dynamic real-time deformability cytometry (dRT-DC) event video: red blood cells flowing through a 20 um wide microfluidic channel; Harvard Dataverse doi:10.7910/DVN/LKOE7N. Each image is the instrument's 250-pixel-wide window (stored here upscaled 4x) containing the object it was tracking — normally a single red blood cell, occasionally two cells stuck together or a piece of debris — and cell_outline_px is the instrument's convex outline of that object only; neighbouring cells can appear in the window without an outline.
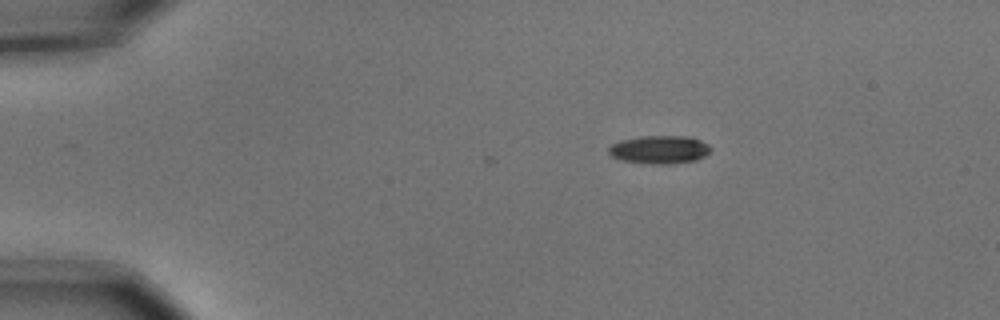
{"species": "common noctule bat (a hibernating species)", "species_latin": "Nyctalus noctula", "temperature_condition": "cold", "stored_images_in_passage": 3, "camera_frame_rate_fps": 3000, "um_per_image_px": 0.085, "animal": {"sex": "male", "body_mass_g": 15.6}, "frame": {"image": 1, "passage_image": 3, "time_ms": 0.667, "image_size_px": [1000, 320], "cell_outline_px": [[712, 148], [704, 156], [696, 160], [668, 164], [652, 164], [620, 160], [612, 156], [608, 152], [608, 148], [612, 144], [620, 140], [644, 136], [688, 136], [700, 140], [708, 144]], "centroid_in_image_um": [56.05, 12.71], "position_along_channel_um": 29.0, "area_um2": 16.7}}